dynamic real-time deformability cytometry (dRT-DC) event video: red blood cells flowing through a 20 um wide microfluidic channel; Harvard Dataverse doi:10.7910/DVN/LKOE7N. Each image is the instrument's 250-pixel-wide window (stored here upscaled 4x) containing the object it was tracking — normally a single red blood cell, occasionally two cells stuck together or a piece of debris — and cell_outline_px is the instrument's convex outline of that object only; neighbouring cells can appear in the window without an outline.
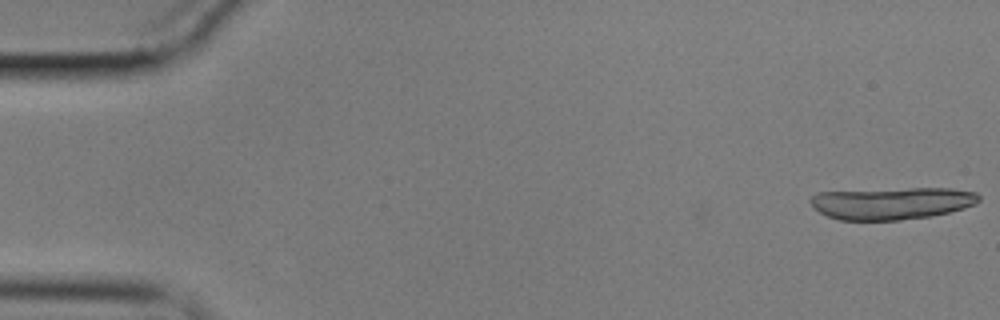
{"species": "common noctule bat (a hibernating species)", "species_latin": "Nyctalus noctula", "temperature_condition": "cold", "stored_images_in_passage": 37, "camera_frame_rate_fps": 3000, "um_per_image_px": 0.085, "animal": {"sex": "male", "body_mass_g": 17.9}, "frame": {"image": 1, "passage_image": 1, "time_ms": 0.0, "image_size_px": [1000, 320], "cell_outline_px": [[980, 200], [976, 204], [964, 208], [932, 216], [900, 220], [840, 220], [828, 216], [812, 208], [808, 200], [816, 192], [908, 188], [952, 188], [976, 192], [980, 196]], "centroid_in_image_um": [75.79, 17.27], "position_along_channel_um": 9.2, "area_um2": 31.85}}